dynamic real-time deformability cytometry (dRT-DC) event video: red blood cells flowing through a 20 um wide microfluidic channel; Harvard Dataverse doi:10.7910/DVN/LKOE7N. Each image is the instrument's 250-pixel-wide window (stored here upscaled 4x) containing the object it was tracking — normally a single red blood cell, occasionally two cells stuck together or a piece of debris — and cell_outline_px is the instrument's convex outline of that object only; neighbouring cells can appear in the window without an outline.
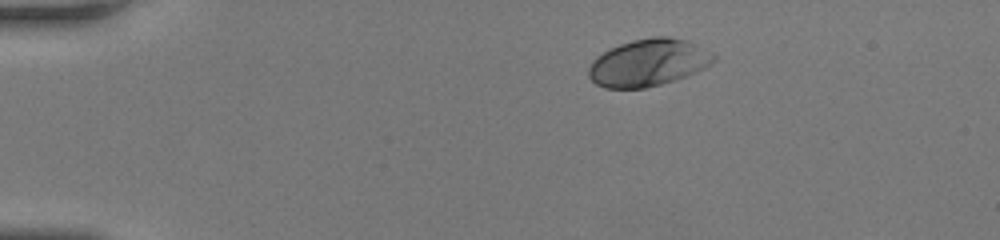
{"species": "human", "species_latin": "Homo sapiens", "temperature_condition": "room temperature", "stored_images_in_passage": 41, "camera_frame_rate_fps": 3000, "um_per_image_px": 0.085, "donor": {"sex": "female"}, "frame": {"image": 1, "passage_image": 1, "time_ms": 0.0, "image_size_px": [1000, 240], "cell_outline_px": [[716, 60], [704, 68], [684, 76], [660, 84], [644, 88], [604, 88], [596, 84], [588, 76], [588, 68], [592, 60], [596, 56], [620, 44], [632, 40], [652, 36], [668, 36], [688, 40], [712, 52], [716, 56]], "centroid_in_image_um": [55.1, 5.31], "position_along_channel_um": 29.9, "area_um2": 34.28}}
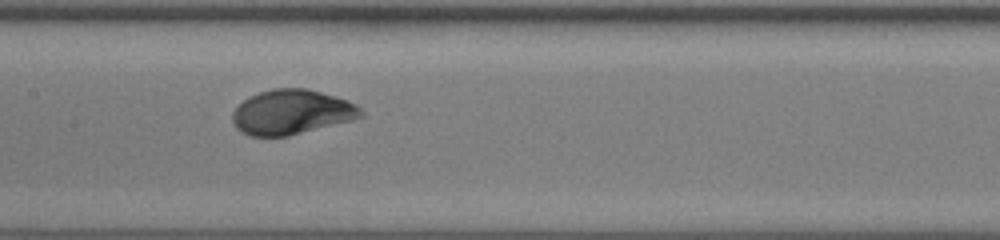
{"frame": {"image": 2, "passage_image": 18, "time_ms": 5.667, "image_size_px": [1000, 240], "cell_outline_px": [[364, 116], [352, 120], [288, 136], [248, 136], [236, 128], [232, 120], [232, 112], [248, 96], [272, 88], [308, 88], [348, 100], [356, 104], [364, 112]], "centroid_in_image_um": [24.79, 9.52], "position_along_channel_um": 182.6, "area_um2": 33.58}}
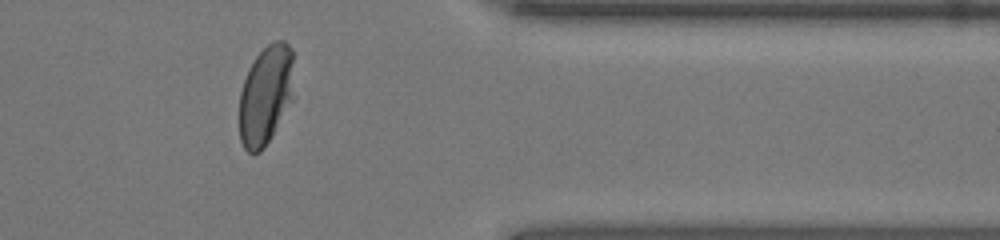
{"frame": {"image": 3, "passage_image": 34, "time_ms": 11.0, "image_size_px": [1000, 240], "cell_outline_px": [[292, 100], [272, 136], [264, 148], [260, 152], [248, 152], [244, 148], [240, 140], [240, 92], [244, 80], [256, 56], [272, 40], [284, 40], [292, 48]], "centroid_in_image_um": [22.58, 8.08], "position_along_channel_um": 388.8, "area_um2": 31.33}}